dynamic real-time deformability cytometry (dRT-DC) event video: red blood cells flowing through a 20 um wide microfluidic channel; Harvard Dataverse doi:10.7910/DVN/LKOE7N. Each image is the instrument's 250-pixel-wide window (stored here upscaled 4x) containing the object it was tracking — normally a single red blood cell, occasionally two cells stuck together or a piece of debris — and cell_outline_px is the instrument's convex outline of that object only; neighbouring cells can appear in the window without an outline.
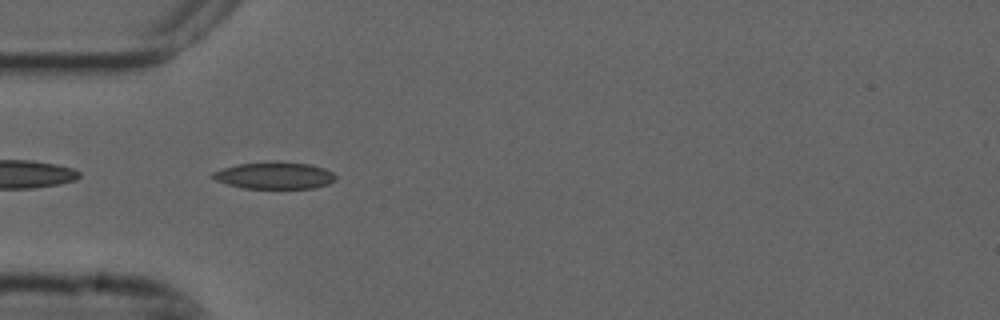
{"species": "common noctule bat (a hibernating species)", "species_latin": "Nyctalus noctula", "temperature_condition": "cold", "stored_images_in_passage": 40, "camera_frame_rate_fps": 3000, "um_per_image_px": 0.085, "animal": {"sex": "male", "forearm_length_mm": 52.5}, "frame": {"image": 1, "passage_image": 2, "time_ms": 0.333, "image_size_px": [1000, 320], "cell_outline_px": [[336, 180], [328, 184], [316, 188], [244, 188], [228, 184], [216, 180], [212, 176], [212, 172], [224, 168], [240, 164], [276, 160], [308, 164], [324, 168], [332, 172], [336, 176]], "centroid_in_image_um": [23.37, 14.91], "position_along_channel_um": 61.6, "area_um2": 19.31}}
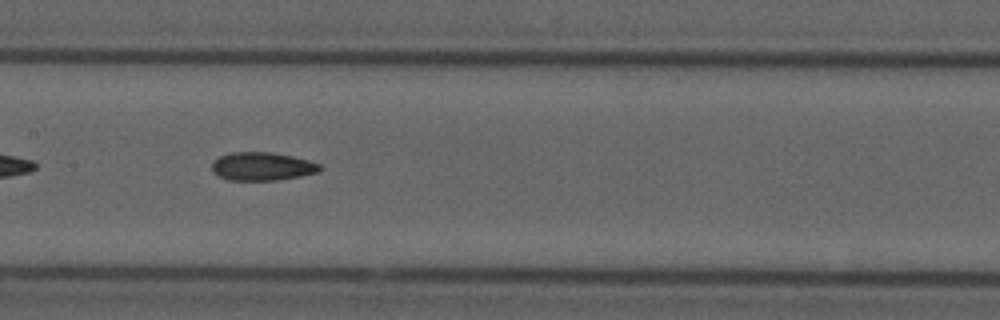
{"frame": {"image": 2, "passage_image": 12, "time_ms": 3.667, "image_size_px": [1000, 320], "cell_outline_px": [[324, 168], [320, 172], [280, 180], [228, 180], [212, 172], [212, 164], [220, 156], [232, 152], [268, 152], [292, 156], [308, 160], [320, 164]], "centroid_in_image_um": [22.32, 14.15], "position_along_channel_um": 185.1, "area_um2": 17.8}}
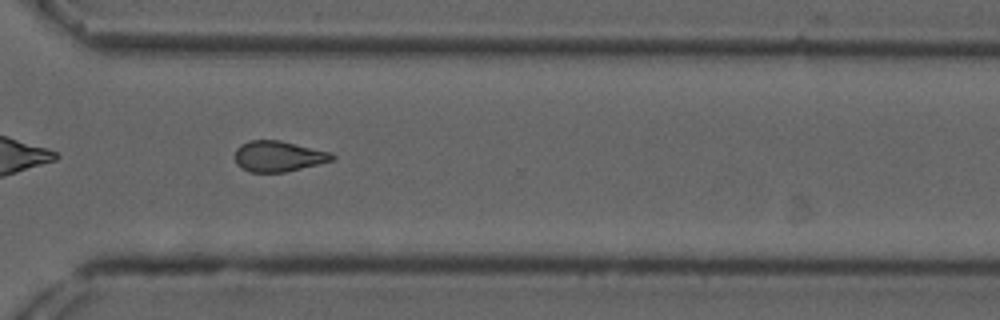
{"frame": {"image": 3, "passage_image": 25, "time_ms": 8.0, "image_size_px": [1000, 320], "cell_outline_px": [[336, 156], [332, 160], [284, 172], [248, 172], [236, 164], [236, 148], [240, 144], [248, 140], [280, 140], [332, 152]], "centroid_in_image_um": [23.64, 13.27], "position_along_channel_um": 347.0, "area_um2": 17.34}, "authors_computed_cell_mechanics": {"area_um2": 17.7735, "velocity_mm_per_s": 3.7438, "shape_relaxation_time_tau1_ms": null, "shape_relaxation_time_tau2_ms": 3.1747, "deformation_change_tau1": null, "deformation_change_tau2": 0.1028}}